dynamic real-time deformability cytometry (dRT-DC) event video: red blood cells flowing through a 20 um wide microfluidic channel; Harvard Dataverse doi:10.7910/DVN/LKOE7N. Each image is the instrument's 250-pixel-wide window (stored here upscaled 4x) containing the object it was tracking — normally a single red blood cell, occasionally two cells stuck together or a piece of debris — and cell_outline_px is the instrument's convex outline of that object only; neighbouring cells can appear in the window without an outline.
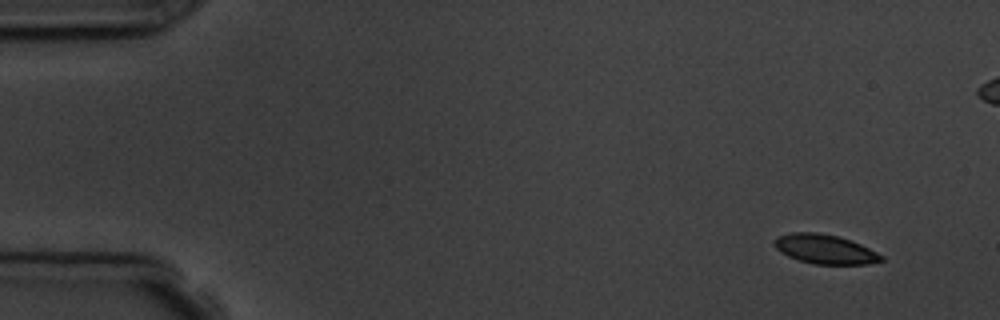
{"species": "common noctule bat (a hibernating species)", "species_latin": "Nyctalus noctula", "temperature_condition": "room temperature", "stored_images_in_passage": 6, "camera_frame_rate_fps": 3000, "um_per_image_px": 0.085, "animal": {"sex": "male", "body_mass_g": 19.5, "forearm_length_mm": 54.6}, "frame": {"image": 1, "passage_image": 1, "time_ms": 0.0, "image_size_px": [1000, 320], "cell_outline_px": [[884, 260], [868, 264], [812, 264], [788, 256], [780, 252], [772, 244], [772, 240], [776, 236], [792, 232], [816, 232], [836, 236], [860, 244], [884, 256]], "centroid_in_image_um": [70.06, 21.18], "position_along_channel_um": 14.9, "area_um2": 18.26}}